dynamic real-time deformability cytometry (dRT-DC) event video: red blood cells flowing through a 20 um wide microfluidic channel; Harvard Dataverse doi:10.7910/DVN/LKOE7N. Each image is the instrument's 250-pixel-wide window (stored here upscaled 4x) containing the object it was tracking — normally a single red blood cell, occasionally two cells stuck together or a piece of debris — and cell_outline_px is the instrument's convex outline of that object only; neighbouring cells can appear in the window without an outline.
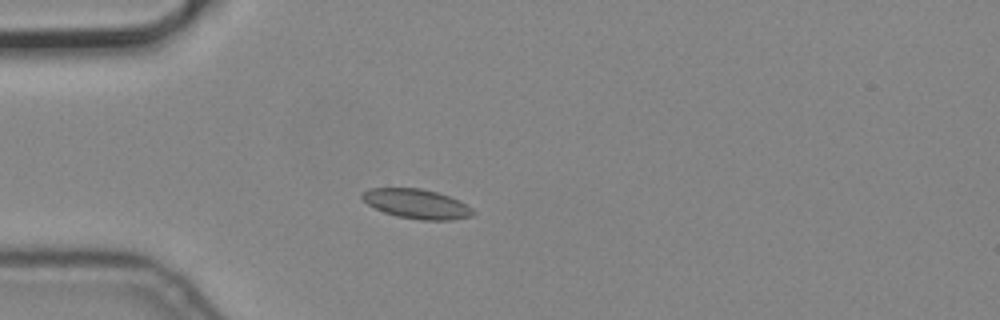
{"species": "common noctule bat (a hibernating species)", "species_latin": "Nyctalus noctula", "temperature_condition": "cold", "stored_images_in_passage": 4, "camera_frame_rate_fps": 3000, "um_per_image_px": 0.085, "animal": {"sex": "male", "body_mass_g": 19.2, "forearm_length_mm": 51.8}, "frame": {"image": 1, "passage_image": 4, "time_ms": 1.0, "image_size_px": [1000, 320], "cell_outline_px": [[476, 212], [472, 216], [452, 220], [420, 220], [396, 216], [384, 212], [368, 204], [360, 196], [360, 192], [368, 188], [420, 188], [436, 192], [460, 200], [468, 204]], "centroid_in_image_um": [35.43, 17.33], "position_along_channel_um": 49.6, "area_um2": 19.25}}